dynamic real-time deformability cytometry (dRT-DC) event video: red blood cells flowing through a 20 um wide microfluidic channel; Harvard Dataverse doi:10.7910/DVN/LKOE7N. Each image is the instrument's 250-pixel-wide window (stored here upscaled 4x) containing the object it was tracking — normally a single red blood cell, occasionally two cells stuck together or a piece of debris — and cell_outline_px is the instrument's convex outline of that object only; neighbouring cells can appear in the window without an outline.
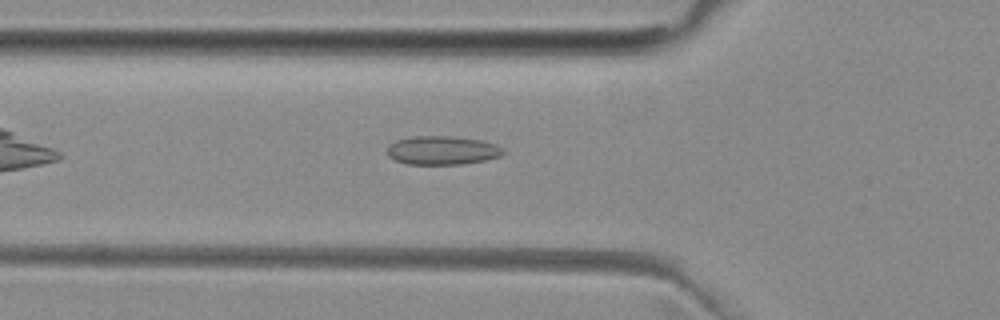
{"species": "common noctule bat (a hibernating species)", "species_latin": "Nyctalus noctula", "temperature_condition": "room temperature", "stored_images_in_passage": 40, "camera_frame_rate_fps": 3000, "um_per_image_px": 0.085, "animal": {"sex": "female", "body_mass_g": 29.2, "forearm_length_mm": 56.3}, "frame": {"image": 1, "passage_image": 6, "time_ms": 1.667, "image_size_px": [1000, 320], "cell_outline_px": [[504, 152], [500, 156], [484, 160], [460, 164], [408, 164], [396, 160], [388, 156], [388, 148], [396, 140], [416, 136], [448, 136], [480, 140], [492, 144], [500, 148]], "centroid_in_image_um": [37.56, 12.78], "position_along_channel_um": 88.2, "area_um2": 18.9}}
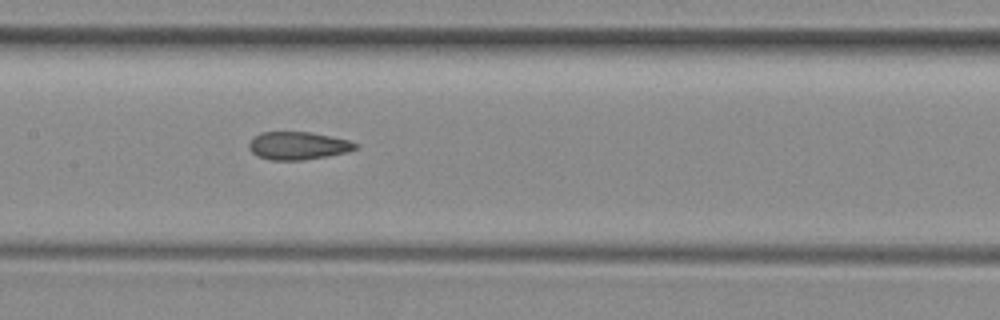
{"frame": {"image": 2, "passage_image": 13, "time_ms": 4.0, "image_size_px": [1000, 320], "cell_outline_px": [[360, 144], [356, 148], [348, 152], [328, 156], [304, 160], [272, 160], [256, 156], [248, 148], [248, 144], [260, 132], [312, 132], [332, 136], [348, 140]], "centroid_in_image_um": [25.35, 12.39], "position_along_channel_um": 182.0, "area_um2": 17.4}}
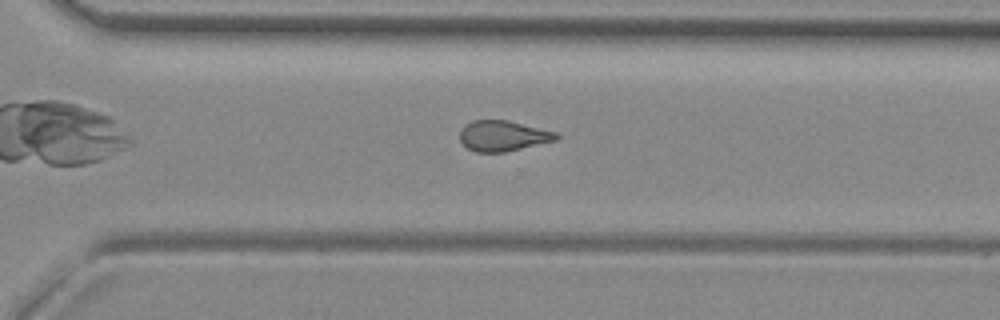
{"frame": {"image": 3, "passage_image": 24, "time_ms": 7.667, "image_size_px": [1000, 320], "cell_outline_px": [[560, 136], [556, 140], [504, 152], [476, 152], [468, 148], [460, 140], [460, 132], [464, 124], [472, 120], [508, 120], [556, 132]], "centroid_in_image_um": [42.73, 11.54], "position_along_channel_um": 327.9, "area_um2": 17.05}, "authors_computed_cell_mechanics": {"area_um2": 17.5423, "velocity_mm_per_s": 3.99, "shape_relaxation_time_tau1_ms": null, "shape_relaxation_time_tau2_ms": 2.353, "deformation_change_tau1": null, "deformation_change_tau2": 0.0951}}